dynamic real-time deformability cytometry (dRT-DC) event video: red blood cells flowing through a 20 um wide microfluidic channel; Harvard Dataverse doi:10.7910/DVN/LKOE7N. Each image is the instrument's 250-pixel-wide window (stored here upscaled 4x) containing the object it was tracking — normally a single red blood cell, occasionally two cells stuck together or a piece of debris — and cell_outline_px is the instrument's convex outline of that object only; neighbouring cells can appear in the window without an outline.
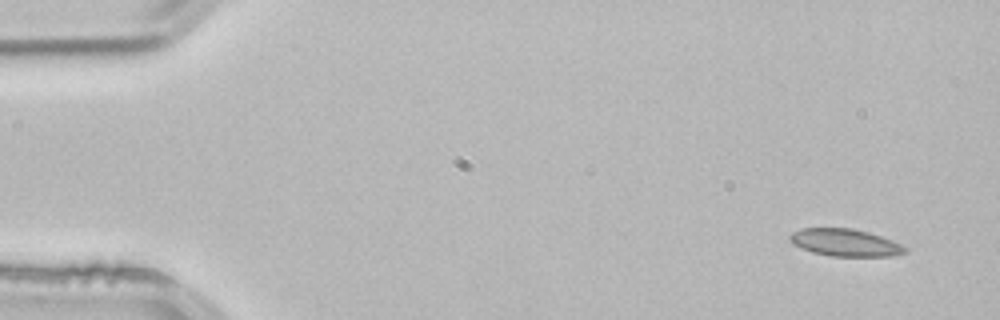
{"species": "common noctule bat (a hibernating species)", "species_latin": "Nyctalus noctula", "temperature_condition": "room temperature", "stored_images_in_passage": 4, "segment_of_instrument_passage": [1, 2], "camera_frame_rate_fps": 3000, "um_per_image_px": 0.085, "animal": {"sex": "male", "body_mass_g": 21.5, "forearm_length_mm": 52.0}, "frame": {"image": 1, "passage_image": 1, "time_ms": 0.0, "image_size_px": [1000, 320], "cell_outline_px": [[908, 252], [892, 256], [832, 256], [812, 252], [792, 244], [788, 236], [792, 232], [800, 228], [852, 228], [868, 232], [892, 240], [908, 248]], "centroid_in_image_um": [71.83, 20.62], "position_along_channel_um": 13.2, "area_um2": 18.38}}